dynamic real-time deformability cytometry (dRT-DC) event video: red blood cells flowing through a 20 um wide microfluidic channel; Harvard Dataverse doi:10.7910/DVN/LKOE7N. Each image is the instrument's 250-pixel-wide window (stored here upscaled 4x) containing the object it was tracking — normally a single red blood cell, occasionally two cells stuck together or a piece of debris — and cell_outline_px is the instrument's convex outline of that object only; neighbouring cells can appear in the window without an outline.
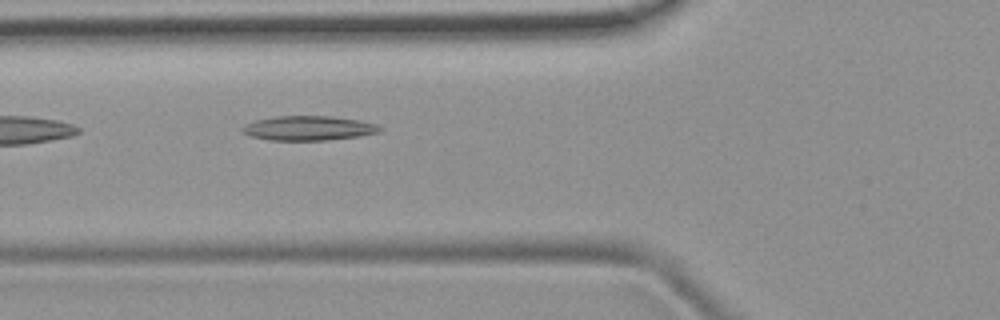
{"species": "common noctule bat (a hibernating species)", "species_latin": "Nyctalus noctula", "temperature_condition": "room temperature", "stored_images_in_passage": 2, "camera_frame_rate_fps": 3000, "um_per_image_px": 0.085, "animal": {"sex": "female", "body_mass_g": 19.9}, "frame": {"image": 1, "passage_image": 2, "time_ms": 1.333, "image_size_px": [1000, 320], "cell_outline_px": [[384, 128], [380, 132], [360, 136], [324, 140], [272, 140], [248, 136], [240, 128], [244, 124], [256, 120], [276, 116], [332, 116], [360, 120], [376, 124]], "centroid_in_image_um": [26.23, 10.89], "position_along_channel_um": 99.6, "area_um2": 19.71}}